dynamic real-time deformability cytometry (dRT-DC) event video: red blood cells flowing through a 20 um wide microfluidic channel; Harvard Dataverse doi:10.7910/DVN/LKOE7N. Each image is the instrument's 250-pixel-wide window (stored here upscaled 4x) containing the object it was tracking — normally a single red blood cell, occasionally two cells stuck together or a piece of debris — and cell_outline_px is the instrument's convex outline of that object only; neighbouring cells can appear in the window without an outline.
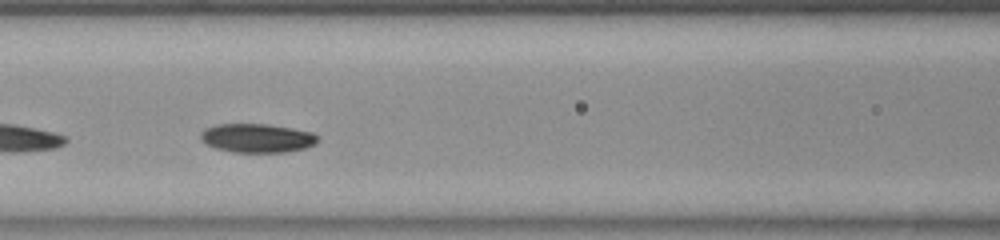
{"species": "common noctule bat (a hibernating species)", "species_latin": "Nyctalus noctula", "temperature_condition": "room temperature", "stored_images_in_passage": 17, "camera_frame_rate_fps": 3000, "um_per_image_px": 0.085, "animal": {"sex": "female", "body_mass_g": 23.0, "forearm_length_mm": 53.4}, "frame": {"image": 1, "passage_image": 10, "time_ms": 3.0, "image_size_px": [1000, 240], "cell_outline_px": [[320, 140], [316, 144], [308, 148], [284, 152], [232, 152], [216, 148], [200, 140], [200, 132], [204, 128], [216, 124], [268, 124], [292, 128], [312, 132], [320, 136]], "centroid_in_image_um": [21.89, 11.73], "position_along_channel_um": 144.7, "area_um2": 20.0}}